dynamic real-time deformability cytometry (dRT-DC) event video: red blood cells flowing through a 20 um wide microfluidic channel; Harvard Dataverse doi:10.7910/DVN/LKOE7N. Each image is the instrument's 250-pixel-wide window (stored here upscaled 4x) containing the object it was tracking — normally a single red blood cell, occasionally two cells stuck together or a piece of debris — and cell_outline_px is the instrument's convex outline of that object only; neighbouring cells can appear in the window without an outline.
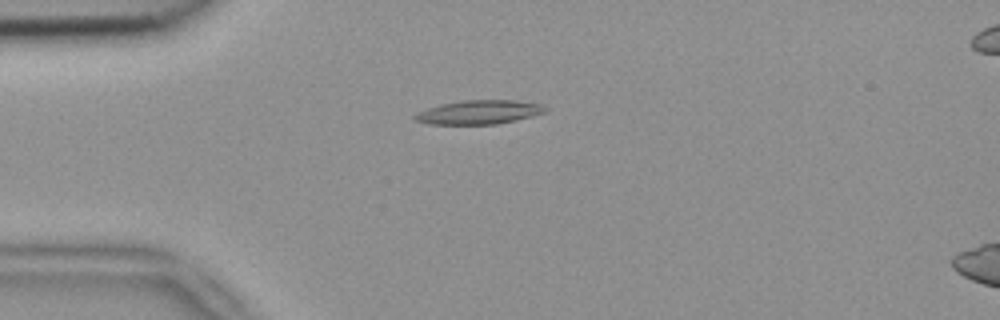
{"species": "common noctule bat (a hibernating species)", "species_latin": "Nyctalus noctula", "temperature_condition": "room temperature", "stored_images_in_passage": 6, "camera_frame_rate_fps": 3000, "um_per_image_px": 0.085, "animal": {"sex": "female", "body_mass_g": 18.4}, "frame": {"image": 1, "passage_image": 4, "time_ms": 1.0, "image_size_px": [1000, 320], "cell_outline_px": [[548, 112], [516, 120], [496, 124], [428, 124], [412, 120], [412, 116], [428, 108], [440, 104], [464, 100], [516, 100], [544, 104], [548, 108]], "centroid_in_image_um": [40.76, 9.53], "position_along_channel_um": 44.2, "area_um2": 18.38}}